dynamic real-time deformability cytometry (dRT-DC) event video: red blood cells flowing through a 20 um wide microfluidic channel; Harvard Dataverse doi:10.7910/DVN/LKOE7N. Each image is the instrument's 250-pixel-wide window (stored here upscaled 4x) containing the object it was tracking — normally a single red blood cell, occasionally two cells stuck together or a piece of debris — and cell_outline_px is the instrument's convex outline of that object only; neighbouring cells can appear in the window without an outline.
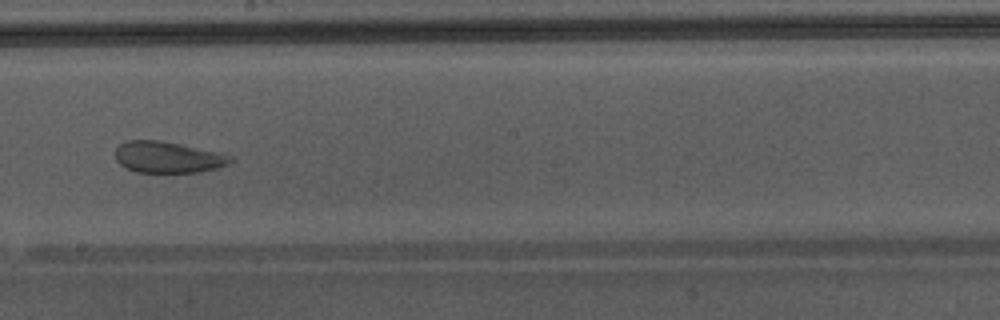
{"species": "Egyptian fruit bat (a non-hibernating species)", "species_latin": "Rousettus aegyptiacus", "temperature_condition": "warm", "stored_images_in_passage": 34, "camera_frame_rate_fps": 3000, "um_per_image_px": 0.085, "animal": {"sex": "male"}, "frame": {"image": 1, "passage_image": 15, "time_ms": 4.667, "image_size_px": [1000, 320], "cell_outline_px": [[236, 160], [228, 164], [216, 168], [200, 172], [136, 172], [120, 164], [116, 160], [116, 148], [120, 144], [128, 140], [160, 140], [220, 152], [232, 156]], "centroid_in_image_um": [14.31, 13.36], "position_along_channel_um": 233.9, "area_um2": 21.04}}